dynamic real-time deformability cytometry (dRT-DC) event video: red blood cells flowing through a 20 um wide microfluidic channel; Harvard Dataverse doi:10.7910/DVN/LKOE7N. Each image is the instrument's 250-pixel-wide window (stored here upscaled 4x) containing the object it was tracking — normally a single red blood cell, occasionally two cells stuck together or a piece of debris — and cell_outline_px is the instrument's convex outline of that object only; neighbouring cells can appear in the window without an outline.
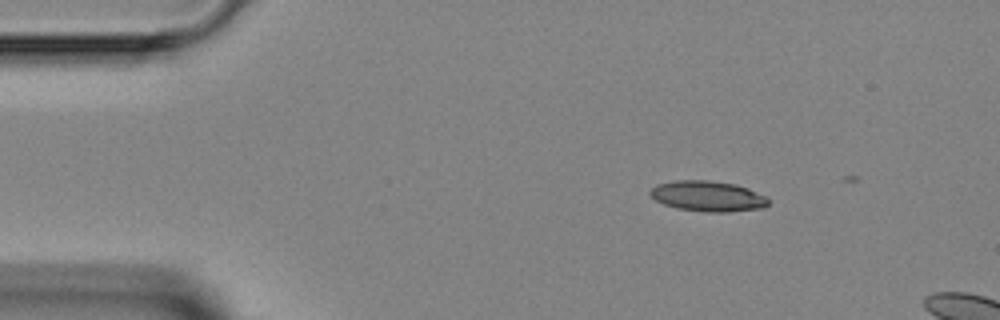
{"species": "Egyptian fruit bat (a non-hibernating species)", "species_latin": "Rousettus aegyptiacus", "temperature_condition": "room temperature", "stored_images_in_passage": 2, "camera_frame_rate_fps": 3000, "um_per_image_px": 0.085, "animal": {"sex": "female"}, "frame": {"image": 1, "passage_image": 1, "time_ms": 0.0, "image_size_px": [1000, 320], "cell_outline_px": [[768, 204], [764, 208], [728, 212], [708, 212], [676, 208], [664, 204], [656, 200], [648, 192], [656, 184], [676, 180], [708, 180], [736, 184], [748, 188], [768, 196]], "centroid_in_image_um": [60.19, 16.67], "position_along_channel_um": 24.8, "area_um2": 21.15}}